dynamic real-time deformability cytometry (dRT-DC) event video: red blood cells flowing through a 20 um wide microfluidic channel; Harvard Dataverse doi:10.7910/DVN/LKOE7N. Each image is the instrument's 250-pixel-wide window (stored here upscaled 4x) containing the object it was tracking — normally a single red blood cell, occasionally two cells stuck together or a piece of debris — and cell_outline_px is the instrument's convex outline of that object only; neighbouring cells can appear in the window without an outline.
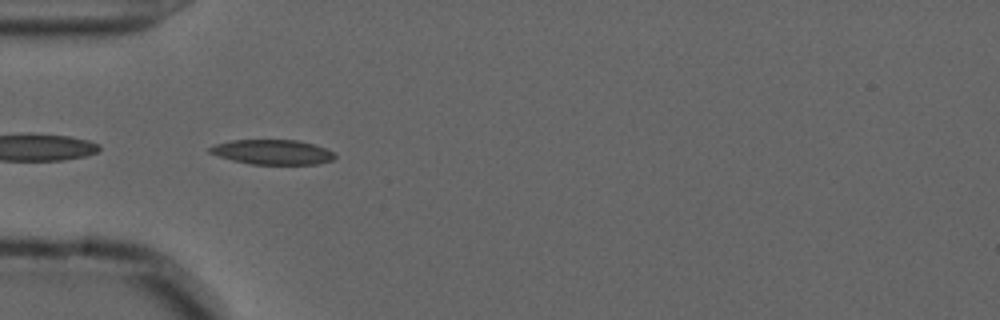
{"species": "common noctule bat (a hibernating species)", "species_latin": "Nyctalus noctula", "temperature_condition": "cold", "stored_images_in_passage": 39, "camera_frame_rate_fps": 3000, "um_per_image_px": 0.085, "animal": {"sex": "male", "forearm_length_mm": 52.5}, "frame": {"image": 1, "passage_image": 1, "time_ms": 0.0, "image_size_px": [1000, 320], "cell_outline_px": [[336, 156], [332, 160], [316, 164], [252, 164], [232, 160], [208, 152], [208, 148], [216, 144], [232, 140], [296, 140], [312, 144], [324, 148], [332, 152]], "centroid_in_image_um": [23.14, 12.92], "position_along_channel_um": 61.9, "area_um2": 17.8}}
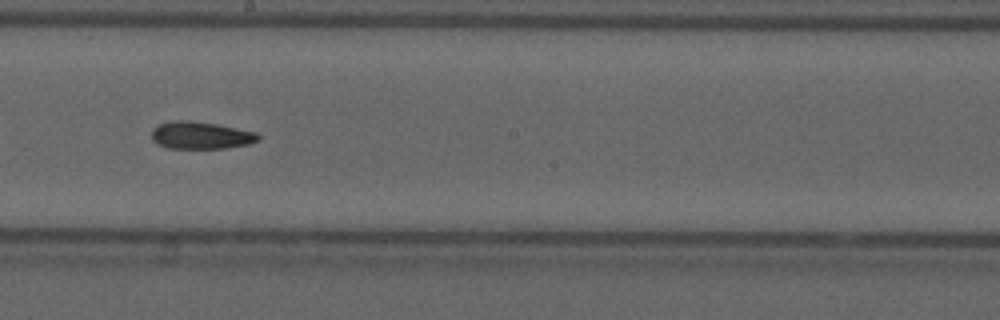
{"frame": {"image": 2, "passage_image": 15, "time_ms": 4.667, "image_size_px": [1000, 320], "cell_outline_px": [[260, 140], [248, 144], [224, 148], [168, 148], [156, 144], [152, 140], [152, 128], [156, 124], [176, 120], [188, 120], [216, 124], [256, 132], [260, 136]], "centroid_in_image_um": [17.03, 11.5], "position_along_channel_um": 231.2, "area_um2": 17.05}}
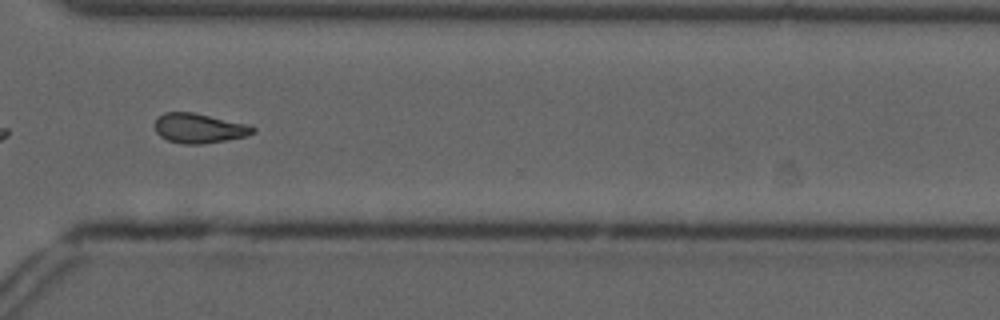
{"frame": {"image": 3, "passage_image": 25, "time_ms": 8.0, "image_size_px": [1000, 320], "cell_outline_px": [[256, 132], [248, 136], [200, 144], [184, 144], [168, 140], [160, 136], [156, 132], [156, 120], [164, 112], [192, 112], [248, 124], [256, 128]], "centroid_in_image_um": [16.96, 10.9], "position_along_channel_um": 353.6, "area_um2": 16.82}, "authors_computed_cell_mechanics": {"area_um2": 16.9354, "velocity_mm_per_s": 3.6757, "shape_relaxation_time_tau1_ms": null, "shape_relaxation_time_tau2_ms": 11.042, "deformation_change_tau1": null, "deformation_change_tau2": 0.2062}}